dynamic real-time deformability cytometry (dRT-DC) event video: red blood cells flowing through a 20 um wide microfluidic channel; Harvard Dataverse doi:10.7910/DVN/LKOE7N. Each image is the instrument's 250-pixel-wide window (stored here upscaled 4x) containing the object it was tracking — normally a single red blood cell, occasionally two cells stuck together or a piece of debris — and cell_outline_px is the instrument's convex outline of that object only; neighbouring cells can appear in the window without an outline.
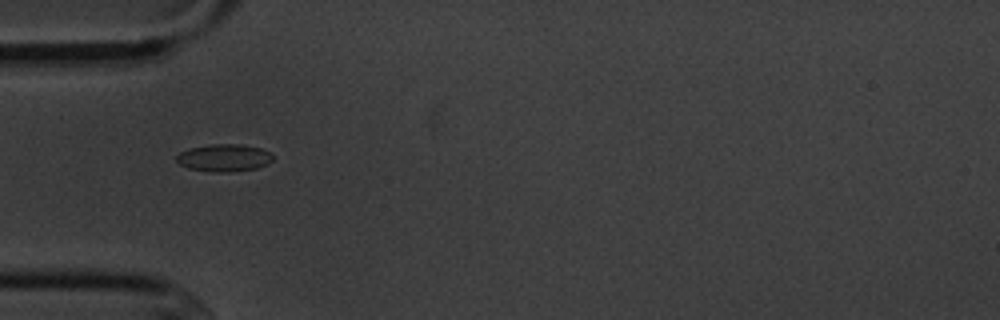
{"species": "common noctule bat (a hibernating species)", "species_latin": "Nyctalus noctula", "temperature_condition": "cold", "stored_images_in_passage": 11, "camera_frame_rate_fps": 3000, "um_per_image_px": 0.085, "animal": {"sex": "male", "body_mass_g": 20.1, "forearm_length_mm": 53.5}, "frame": {"image": 1, "passage_image": 1, "time_ms": 0.0, "image_size_px": [1000, 320], "cell_outline_px": [[272, 160], [268, 164], [256, 168], [228, 172], [216, 172], [188, 168], [180, 164], [176, 160], [176, 156], [180, 152], [188, 148], [212, 144], [240, 144], [260, 148], [272, 152]], "centroid_in_image_um": [19.05, 13.4], "position_along_channel_um": 65.9, "area_um2": 15.37}}
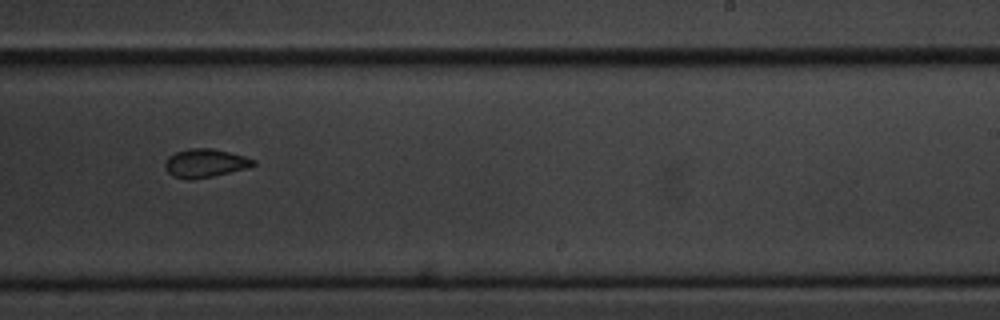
{"frame": {"image": 2, "passage_image": 6, "time_ms": 5.667, "image_size_px": [1000, 320], "cell_outline_px": [[256, 164], [248, 168], [212, 176], [192, 180], [184, 180], [172, 176], [164, 168], [164, 164], [168, 156], [176, 152], [188, 148], [212, 148], [244, 156], [256, 160]], "centroid_in_image_um": [17.4, 13.87], "position_along_channel_um": 271.6, "area_um2": 14.8}}
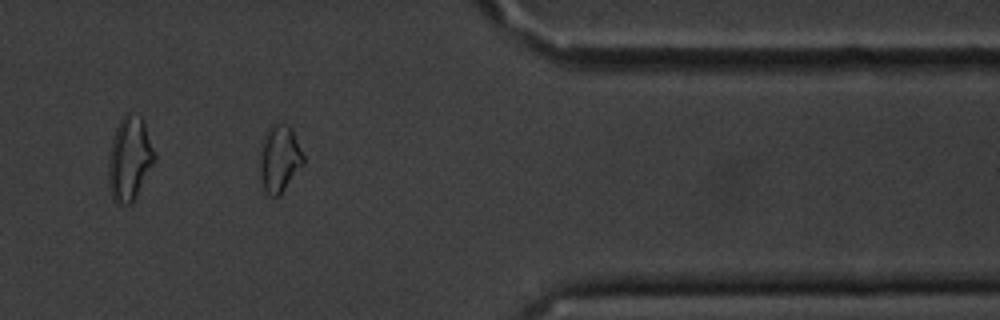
{"frame": {"image": 3, "passage_image": 9, "time_ms": 9.333, "image_size_px": [1000, 320], "cell_outline_px": [[304, 164], [280, 196], [268, 196], [264, 192], [260, 180], [260, 152], [264, 136], [268, 128], [272, 124], [288, 124], [292, 128], [304, 156]], "centroid_in_image_um": [23.76, 13.52], "position_along_channel_um": 387.6, "area_um2": 17.28}, "authors_computed_cell_mechanics": {"area_um2": 14.7968, "velocity_mm_per_s": 3.6225, "shape_relaxation_time_tau1_ms": 2.9397, "shape_relaxation_time_tau2_ms": 3.6549, "deformation_change_tau1": 0.0758, "deformation_change_tau2": 0.0587}}